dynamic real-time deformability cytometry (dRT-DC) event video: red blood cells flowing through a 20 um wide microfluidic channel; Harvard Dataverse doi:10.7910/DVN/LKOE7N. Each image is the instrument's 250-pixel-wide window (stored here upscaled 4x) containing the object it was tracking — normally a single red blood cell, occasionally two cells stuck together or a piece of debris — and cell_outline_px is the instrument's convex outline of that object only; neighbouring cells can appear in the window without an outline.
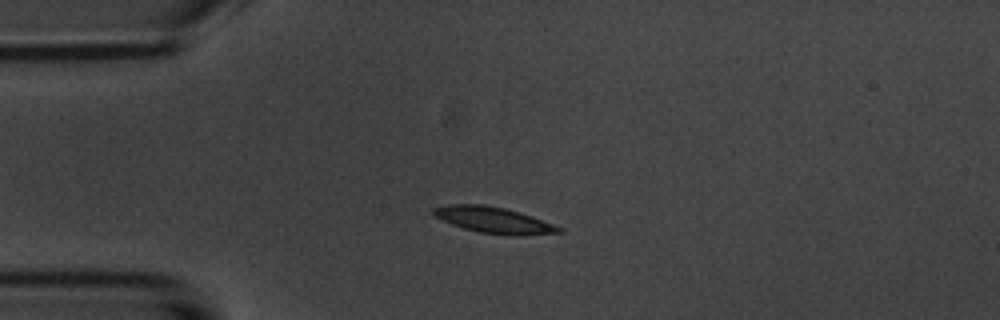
{"species": "common noctule bat (a hibernating species)", "species_latin": "Nyctalus noctula", "temperature_condition": "room temperature", "stored_images_in_passage": 42, "camera_frame_rate_fps": 3000, "um_per_image_px": 0.085, "animal": {"sex": "male", "body_mass_g": 20.1, "forearm_length_mm": 53.5}, "frame": {"image": 1, "passage_image": 1, "time_ms": 0.0, "image_size_px": [1000, 320], "cell_outline_px": [[564, 232], [480, 232], [464, 228], [452, 224], [436, 216], [432, 212], [432, 208], [448, 204], [484, 204], [504, 208], [520, 212], [532, 216], [564, 228]], "centroid_in_image_um": [41.86, 18.62], "position_along_channel_um": 43.1, "area_um2": 17.8}}
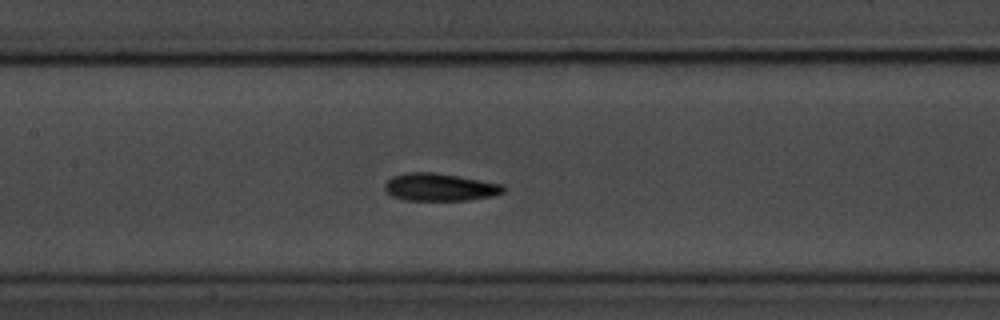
{"frame": {"image": 2, "passage_image": 13, "time_ms": 4.0, "image_size_px": [1000, 320], "cell_outline_px": [[504, 192], [492, 196], [468, 200], [404, 200], [392, 196], [384, 192], [384, 184], [392, 176], [404, 172], [432, 172], [460, 176], [500, 184], [504, 188]], "centroid_in_image_um": [37.31, 15.9], "position_along_channel_um": 170.1, "area_um2": 19.13}}
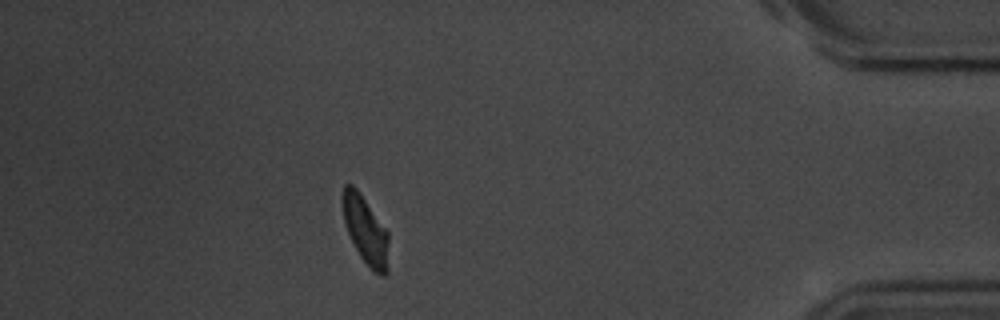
{"frame": {"image": 3, "passage_image": 36, "time_ms": 11.667, "image_size_px": [1000, 320], "cell_outline_px": [[388, 272], [384, 276], [380, 276], [372, 272], [360, 256], [344, 224], [340, 200], [340, 196], [344, 184], [352, 184], [356, 188], [388, 232]], "centroid_in_image_um": [31.04, 19.57], "position_along_channel_um": 404.2, "area_um2": 18.44}, "authors_computed_cell_mechanics": {"area_um2": 18.6116, "velocity_mm_per_s": 3.6673, "shape_relaxation_time_tau1_ms": 2.0681, "shape_relaxation_time_tau2_ms": 3.2892, "deformation_change_tau1": 0.0967, "deformation_change_tau2": 0.0846}}